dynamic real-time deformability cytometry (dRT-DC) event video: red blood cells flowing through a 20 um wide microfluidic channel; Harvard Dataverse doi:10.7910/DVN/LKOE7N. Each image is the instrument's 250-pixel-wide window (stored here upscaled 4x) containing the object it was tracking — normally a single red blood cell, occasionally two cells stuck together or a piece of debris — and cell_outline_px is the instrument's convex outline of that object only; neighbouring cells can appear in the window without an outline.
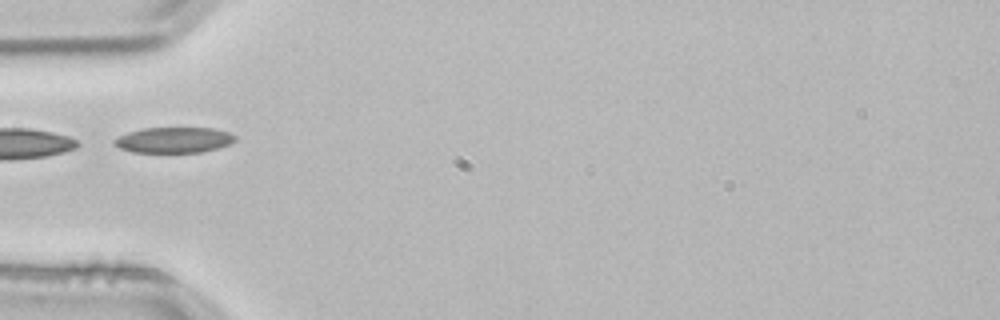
{"species": "common noctule bat (a hibernating species)", "species_latin": "Nyctalus noctula", "temperature_condition": "room temperature", "stored_images_in_passage": 4, "camera_frame_rate_fps": 3000, "um_per_image_px": 0.085, "animal": {"sex": "male", "body_mass_g": 21.5, "forearm_length_mm": 52.0}, "frame": {"image": 1, "passage_image": 4, "time_ms": 1.0, "image_size_px": [1000, 320], "cell_outline_px": [[236, 140], [228, 144], [216, 148], [200, 152], [132, 152], [120, 148], [112, 144], [112, 140], [128, 132], [144, 128], [216, 128], [228, 132], [236, 136]], "centroid_in_image_um": [14.76, 11.89], "position_along_channel_um": 70.2, "area_um2": 17.98}}